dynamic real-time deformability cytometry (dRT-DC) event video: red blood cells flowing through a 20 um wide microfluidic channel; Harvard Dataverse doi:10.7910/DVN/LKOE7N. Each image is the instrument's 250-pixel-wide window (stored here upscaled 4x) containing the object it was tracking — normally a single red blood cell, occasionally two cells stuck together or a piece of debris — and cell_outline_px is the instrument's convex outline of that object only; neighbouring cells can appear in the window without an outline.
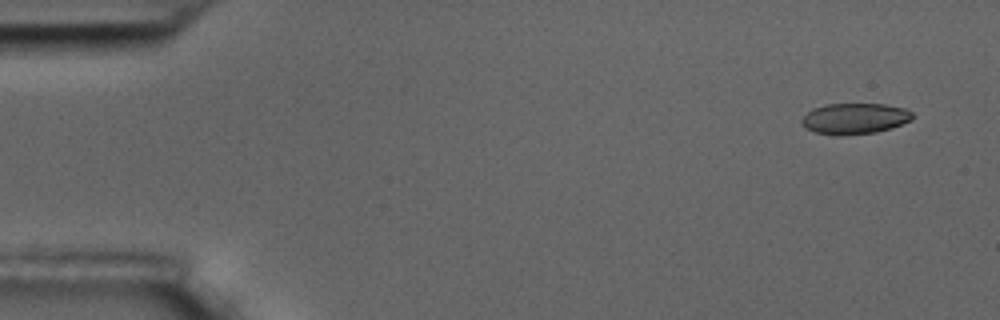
{"species": "common noctule bat (a hibernating species)", "species_latin": "Nyctalus noctula", "temperature_condition": "room temperature", "stored_images_in_passage": 6, "camera_frame_rate_fps": 3000, "um_per_image_px": 0.085, "animal": {"sex": "male", "body_mass_g": 17.5, "forearm_length_mm": 52.3}, "frame": {"image": 1, "passage_image": 1, "time_ms": 0.0, "image_size_px": [1000, 320], "cell_outline_px": [[912, 120], [892, 128], [876, 132], [816, 132], [808, 128], [800, 120], [812, 108], [824, 104], [884, 104], [904, 108], [912, 112]], "centroid_in_image_um": [72.71, 10.02], "position_along_channel_um": 12.3, "area_um2": 19.02}}
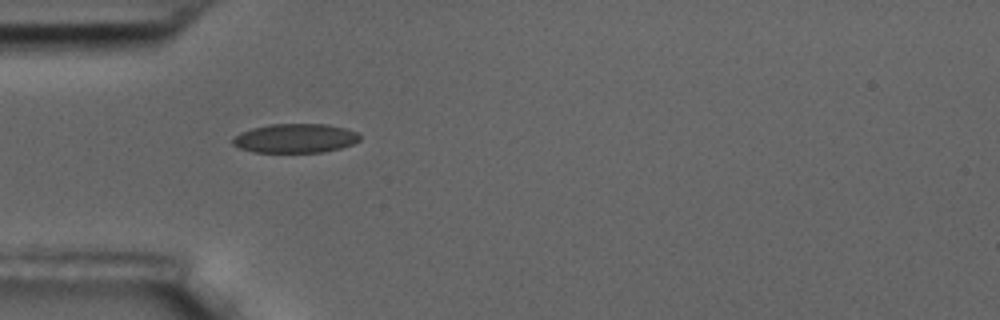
{"frame": {"image": 2, "passage_image": 5, "time_ms": 1.333, "image_size_px": [1000, 320], "cell_outline_px": [[360, 140], [352, 144], [340, 148], [324, 152], [252, 152], [240, 148], [232, 144], [232, 140], [240, 132], [252, 128], [268, 124], [328, 124], [344, 128], [356, 132], [360, 136]], "centroid_in_image_um": [25.08, 11.75], "position_along_channel_um": 59.9, "area_um2": 21.56}}